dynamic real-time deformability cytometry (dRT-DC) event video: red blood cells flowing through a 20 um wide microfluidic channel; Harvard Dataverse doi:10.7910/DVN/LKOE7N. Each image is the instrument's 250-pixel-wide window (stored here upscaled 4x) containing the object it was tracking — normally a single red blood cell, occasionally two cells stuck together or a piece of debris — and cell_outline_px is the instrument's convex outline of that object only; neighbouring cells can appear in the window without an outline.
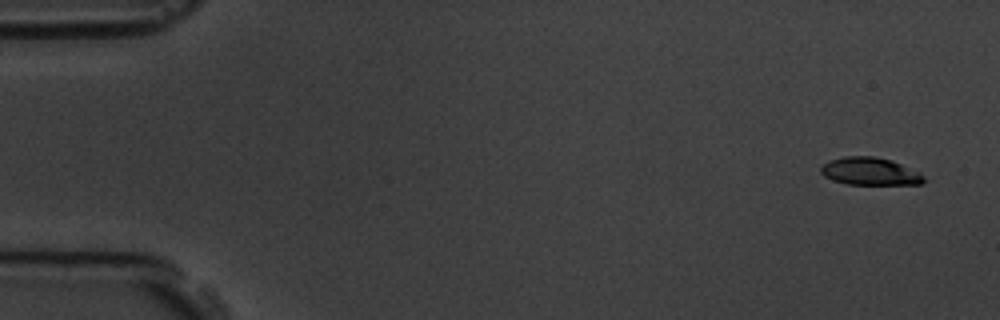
{"species": "common noctule bat (a hibernating species)", "species_latin": "Nyctalus noctula", "temperature_condition": "room temperature", "stored_images_in_passage": 4, "camera_frame_rate_fps": 3000, "um_per_image_px": 0.085, "animal": {"sex": "male", "body_mass_g": 19.5, "forearm_length_mm": 54.6}, "frame": {"image": 1, "passage_image": 1, "time_ms": 0.0, "image_size_px": [1000, 320], "cell_outline_px": [[928, 180], [920, 184], [848, 184], [832, 180], [824, 176], [820, 172], [820, 168], [828, 160], [844, 156], [872, 156], [892, 160], [920, 172]], "centroid_in_image_um": [73.96, 14.56], "position_along_channel_um": 11.0, "area_um2": 16.7}}
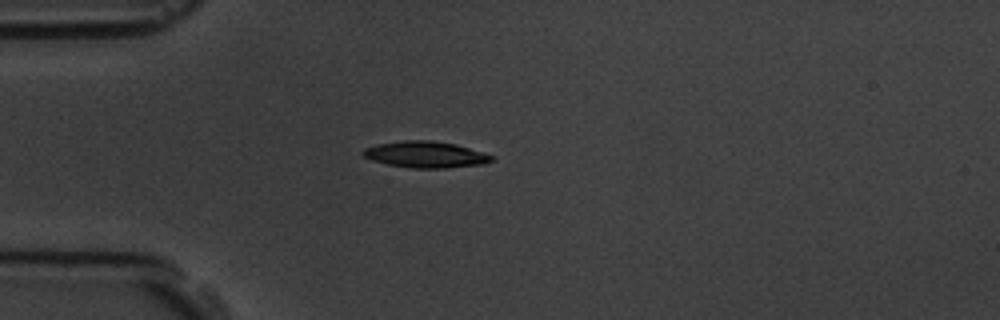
{"frame": {"image": 2, "passage_image": 4, "time_ms": 4.333, "image_size_px": [1000, 320], "cell_outline_px": [[496, 160], [484, 164], [444, 168], [412, 168], [388, 164], [372, 160], [364, 156], [360, 152], [364, 148], [376, 144], [404, 140], [432, 140], [456, 144], [484, 152], [496, 156]], "centroid_in_image_um": [36.22, 13.13], "position_along_channel_um": 48.8, "area_um2": 20.0}}